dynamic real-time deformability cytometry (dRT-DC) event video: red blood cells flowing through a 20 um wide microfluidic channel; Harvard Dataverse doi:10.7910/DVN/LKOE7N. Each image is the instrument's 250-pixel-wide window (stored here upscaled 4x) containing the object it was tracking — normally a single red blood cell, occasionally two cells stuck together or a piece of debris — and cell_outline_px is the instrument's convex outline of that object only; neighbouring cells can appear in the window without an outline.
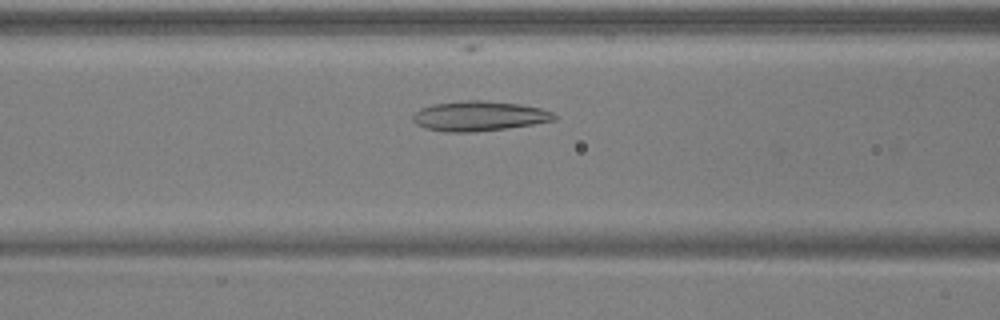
{"species": "common noctule bat (a hibernating species)", "species_latin": "Nyctalus noctula", "temperature_condition": "warm", "stored_images_in_passage": 45, "camera_frame_rate_fps": 3000, "um_per_image_px": 0.085, "animal": {"sex": "male", "body_mass_g": 17.9, "forearm_length_mm": 54.2}, "frame": {"image": 1, "passage_image": 14, "time_ms": 4.333, "image_size_px": [1000, 320], "cell_outline_px": [[556, 120], [508, 128], [476, 132], [444, 132], [424, 128], [416, 124], [412, 120], [412, 116], [420, 108], [432, 104], [460, 100], [484, 100], [520, 104], [540, 108], [552, 112], [556, 116]], "centroid_in_image_um": [40.69, 9.86], "position_along_channel_um": 125.9, "area_um2": 24.85}}
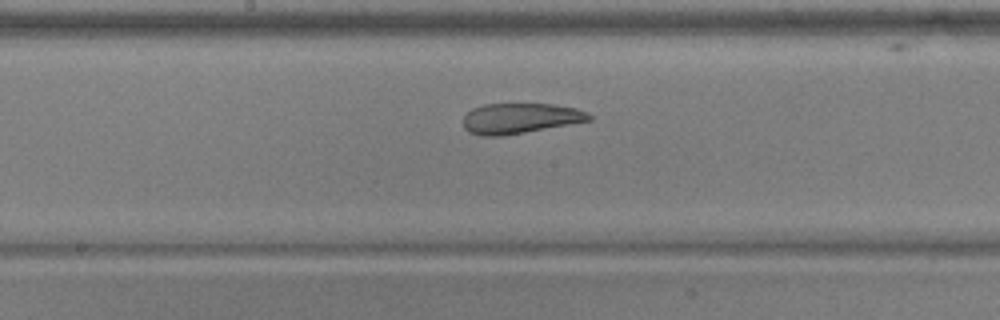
{"frame": {"image": 2, "passage_image": 20, "time_ms": 6.333, "image_size_px": [1000, 320], "cell_outline_px": [[592, 120], [524, 132], [500, 136], [480, 136], [468, 132], [464, 128], [464, 116], [472, 108], [484, 104], [552, 104], [576, 108], [588, 112], [592, 116]], "centroid_in_image_um": [44.19, 10.05], "position_along_channel_um": 204.0, "area_um2": 22.2}}
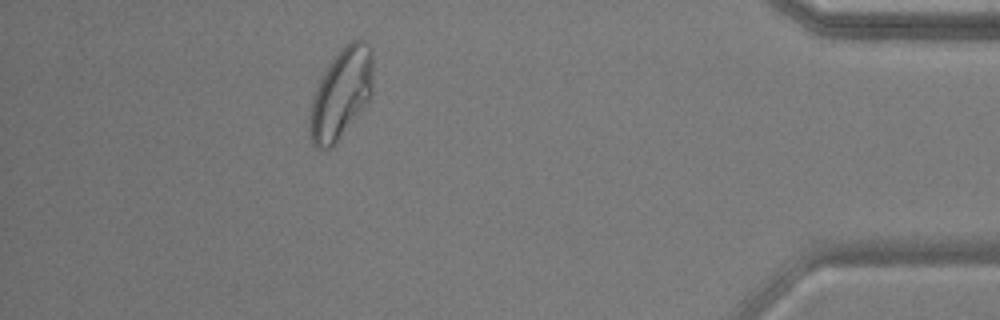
{"frame": {"image": 3, "passage_image": 39, "time_ms": 12.667, "image_size_px": [1000, 320], "cell_outline_px": [[372, 92], [368, 100], [332, 148], [316, 148], [312, 144], [308, 128], [308, 120], [312, 100], [316, 88], [328, 64], [340, 48], [344, 44], [360, 36], [372, 48]], "centroid_in_image_um": [28.98, 7.92], "position_along_channel_um": 406.2, "area_um2": 33.35}}